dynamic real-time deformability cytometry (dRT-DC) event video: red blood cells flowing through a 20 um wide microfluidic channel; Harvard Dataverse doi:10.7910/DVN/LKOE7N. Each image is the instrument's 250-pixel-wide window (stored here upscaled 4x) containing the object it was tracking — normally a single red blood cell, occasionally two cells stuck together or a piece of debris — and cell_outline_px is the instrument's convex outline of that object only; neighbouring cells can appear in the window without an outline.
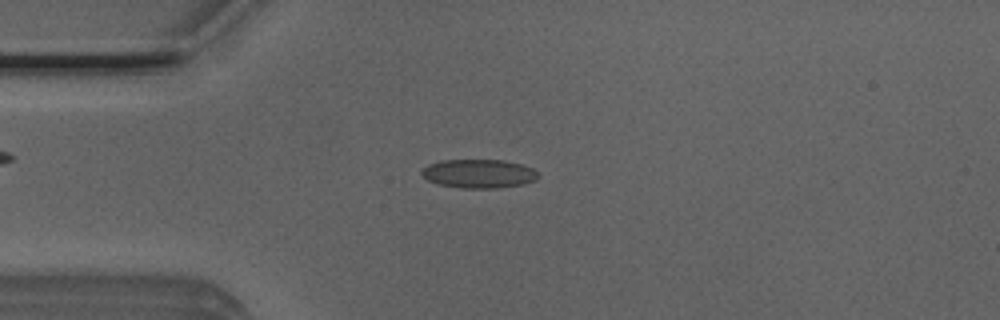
{"species": "Egyptian fruit bat (a non-hibernating species)", "species_latin": "Rousettus aegyptiacus", "temperature_condition": "room temperature", "stored_images_in_passage": 20, "camera_frame_rate_fps": 3000, "um_per_image_px": 0.085, "animal": {"sex": "male"}, "frame": {"image": 1, "passage_image": 12, "time_ms": 3.667, "image_size_px": [1000, 320], "cell_outline_px": [[536, 180], [524, 184], [500, 188], [460, 188], [436, 184], [428, 180], [420, 172], [428, 164], [440, 160], [504, 160], [520, 164], [532, 168], [536, 172]], "centroid_in_image_um": [40.67, 14.76], "position_along_channel_um": 44.3, "area_um2": 19.54}}